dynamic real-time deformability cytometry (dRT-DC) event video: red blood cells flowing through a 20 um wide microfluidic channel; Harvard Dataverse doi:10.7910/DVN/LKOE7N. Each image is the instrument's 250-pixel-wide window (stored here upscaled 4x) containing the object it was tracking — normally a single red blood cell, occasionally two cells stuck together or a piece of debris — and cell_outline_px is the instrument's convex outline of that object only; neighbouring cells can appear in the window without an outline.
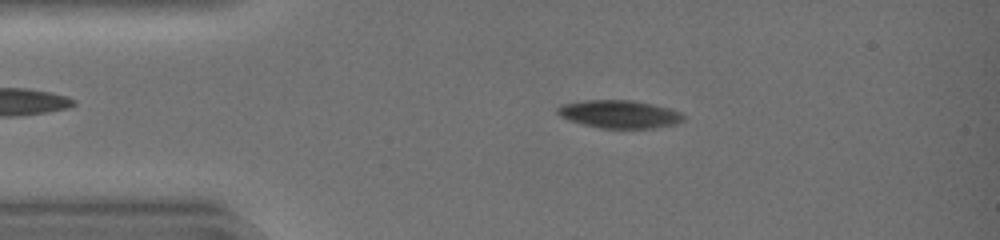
{"species": "common noctule bat (a hibernating species)", "species_latin": "Nyctalus noctula", "temperature_condition": "warm", "stored_images_in_passage": 43, "camera_frame_rate_fps": 3000, "um_per_image_px": 0.085, "animal": {"sex": "female", "body_mass_g": 19.0, "forearm_length_mm": 51.5}, "frame": {"image": 1, "passage_image": 8, "time_ms": 2.333, "image_size_px": [1000, 240], "cell_outline_px": [[684, 120], [676, 124], [656, 128], [600, 128], [568, 120], [560, 116], [556, 112], [556, 108], [560, 104], [584, 100], [632, 100], [652, 104], [668, 108], [680, 112], [684, 116]], "centroid_in_image_um": [52.62, 9.7], "position_along_channel_um": 32.4, "area_um2": 20.58}}
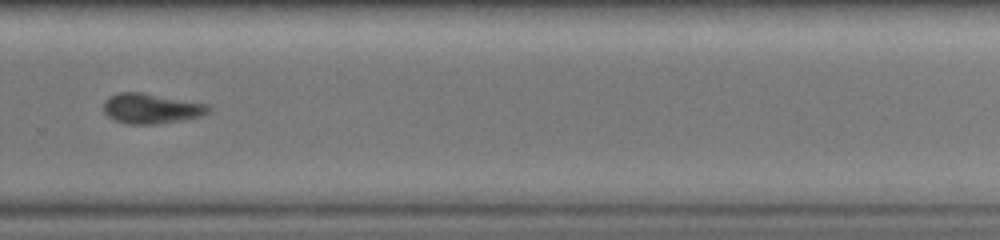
{"frame": {"image": 2, "passage_image": 30, "time_ms": 9.667, "image_size_px": [1000, 240], "cell_outline_px": [[212, 112], [200, 116], [184, 120], [156, 124], [128, 124], [116, 120], [108, 116], [104, 112], [104, 100], [108, 96], [120, 92], [144, 92], [208, 104], [212, 108]], "centroid_in_image_um": [12.89, 9.21], "position_along_channel_um": 316.9, "area_um2": 18.67}}
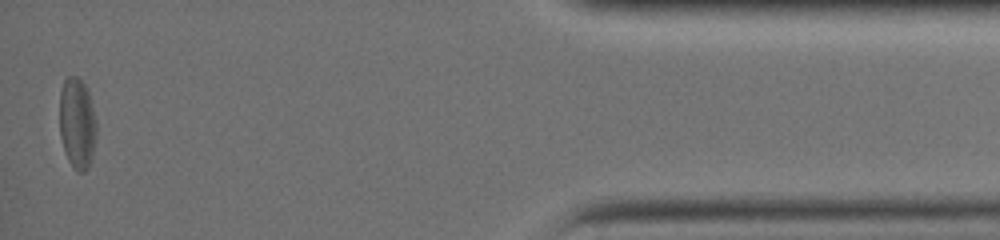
{"frame": {"image": 3, "passage_image": 42, "time_ms": 13.667, "image_size_px": [1000, 240], "cell_outline_px": [[96, 136], [92, 156], [88, 168], [84, 172], [76, 172], [68, 160], [60, 136], [60, 92], [64, 80], [68, 76], [76, 76], [88, 88], [96, 120]], "centroid_in_image_um": [6.57, 10.48], "position_along_channel_um": 428.6, "area_um2": 19.65}, "authors_computed_cell_mechanics": {"area_um2": 20.3456, "velocity_mm_per_s": 4.4042, "shape_relaxation_time_tau1_ms": 6.7865, "shape_relaxation_time_tau2_ms": null, "deformation_change_tau1": 0.1542, "deformation_change_tau2": null}}